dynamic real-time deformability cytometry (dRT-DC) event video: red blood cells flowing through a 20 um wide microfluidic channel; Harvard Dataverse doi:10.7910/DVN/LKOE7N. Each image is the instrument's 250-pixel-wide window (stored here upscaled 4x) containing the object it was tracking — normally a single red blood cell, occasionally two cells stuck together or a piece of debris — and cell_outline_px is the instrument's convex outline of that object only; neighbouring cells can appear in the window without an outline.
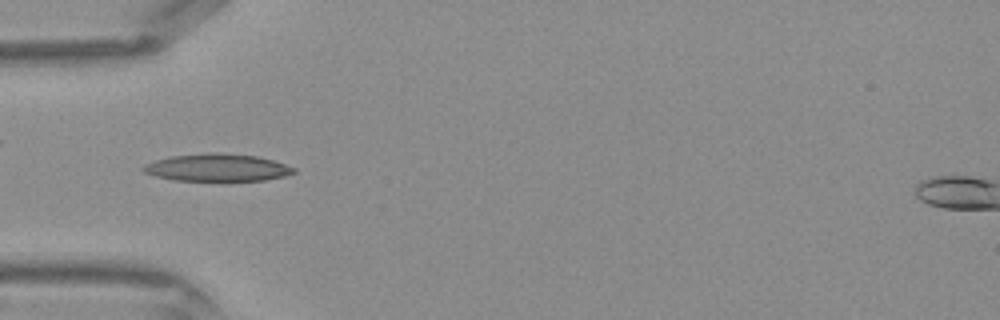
{"species": "Egyptian fruit bat (a non-hibernating species)", "species_latin": "Rousettus aegyptiacus", "temperature_condition": "warm", "stored_images_in_passage": 43, "camera_frame_rate_fps": 3000, "um_per_image_px": 0.085, "frame": {"image": 1, "passage_image": 14, "time_ms": 4.333, "image_size_px": [1000, 320], "cell_outline_px": [[296, 172], [284, 176], [264, 180], [176, 180], [156, 176], [144, 172], [140, 168], [144, 164], [156, 160], [172, 156], [212, 152], [216, 152], [256, 156], [272, 160], [296, 168]], "centroid_in_image_um": [18.45, 14.24], "position_along_channel_um": 66.5, "area_um2": 23.76}}
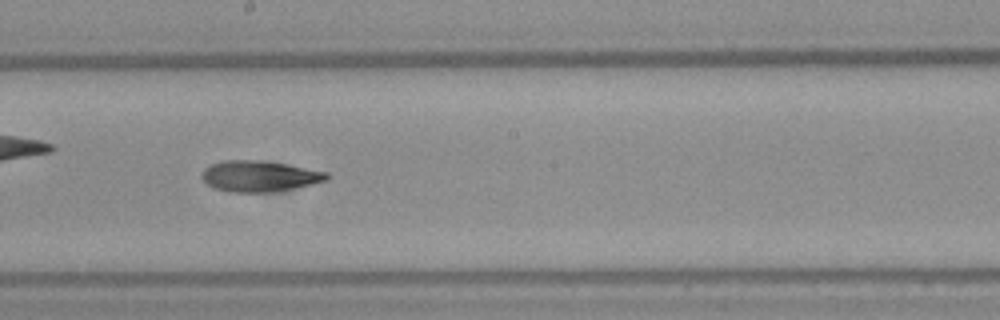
{"frame": {"image": 2, "passage_image": 24, "time_ms": 7.667, "image_size_px": [1000, 320], "cell_outline_px": [[328, 180], [312, 184], [272, 192], [228, 192], [216, 188], [208, 184], [200, 176], [204, 168], [212, 164], [224, 160], [260, 160], [284, 164], [328, 172]], "centroid_in_image_um": [22.03, 14.97], "position_along_channel_um": 226.2, "area_um2": 22.31}}
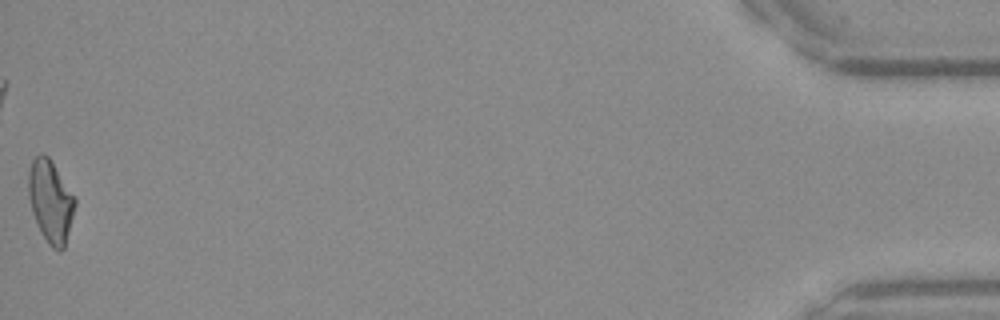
{"frame": {"image": 3, "passage_image": 43, "time_ms": 14.0, "image_size_px": [1000, 320], "cell_outline_px": [[76, 204], [64, 248], [60, 252], [52, 248], [48, 244], [40, 232], [36, 224], [32, 212], [28, 196], [28, 172], [32, 160], [40, 152], [48, 156], [76, 200]], "centroid_in_image_um": [4.27, 17.13], "position_along_channel_um": 430.9, "area_um2": 22.2}}